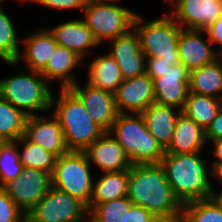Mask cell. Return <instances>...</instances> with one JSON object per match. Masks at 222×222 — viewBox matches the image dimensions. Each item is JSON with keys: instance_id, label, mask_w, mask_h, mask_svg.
<instances>
[{"instance_id": "1", "label": "cell", "mask_w": 222, "mask_h": 222, "mask_svg": "<svg viewBox=\"0 0 222 222\" xmlns=\"http://www.w3.org/2000/svg\"><path fill=\"white\" fill-rule=\"evenodd\" d=\"M127 197L158 219L181 216L182 204L169 185L160 164L133 165L129 169Z\"/></svg>"}, {"instance_id": "2", "label": "cell", "mask_w": 222, "mask_h": 222, "mask_svg": "<svg viewBox=\"0 0 222 222\" xmlns=\"http://www.w3.org/2000/svg\"><path fill=\"white\" fill-rule=\"evenodd\" d=\"M200 152L165 154L160 165L174 195L183 205L200 199L212 198L214 185L209 181L206 162Z\"/></svg>"}, {"instance_id": "3", "label": "cell", "mask_w": 222, "mask_h": 222, "mask_svg": "<svg viewBox=\"0 0 222 222\" xmlns=\"http://www.w3.org/2000/svg\"><path fill=\"white\" fill-rule=\"evenodd\" d=\"M57 99L55 101L52 94L51 108H55L53 115L62 128L69 151H84L105 133L91 119L84 104L69 88L61 89Z\"/></svg>"}, {"instance_id": "4", "label": "cell", "mask_w": 222, "mask_h": 222, "mask_svg": "<svg viewBox=\"0 0 222 222\" xmlns=\"http://www.w3.org/2000/svg\"><path fill=\"white\" fill-rule=\"evenodd\" d=\"M110 135L124 148L132 165L160 164L165 149L148 131L142 114L119 113Z\"/></svg>"}, {"instance_id": "5", "label": "cell", "mask_w": 222, "mask_h": 222, "mask_svg": "<svg viewBox=\"0 0 222 222\" xmlns=\"http://www.w3.org/2000/svg\"><path fill=\"white\" fill-rule=\"evenodd\" d=\"M30 73L21 72L0 80V96L26 116L38 115L33 110H50L52 100L49 82L40 72L30 70Z\"/></svg>"}, {"instance_id": "6", "label": "cell", "mask_w": 222, "mask_h": 222, "mask_svg": "<svg viewBox=\"0 0 222 222\" xmlns=\"http://www.w3.org/2000/svg\"><path fill=\"white\" fill-rule=\"evenodd\" d=\"M136 14L133 21V30L136 31L142 52L146 57H163L172 60L174 64L180 63L178 53V39L182 28L170 15L144 22Z\"/></svg>"}, {"instance_id": "7", "label": "cell", "mask_w": 222, "mask_h": 222, "mask_svg": "<svg viewBox=\"0 0 222 222\" xmlns=\"http://www.w3.org/2000/svg\"><path fill=\"white\" fill-rule=\"evenodd\" d=\"M90 164L83 151H69L60 155L51 174V186L70 194L88 206L94 183Z\"/></svg>"}, {"instance_id": "8", "label": "cell", "mask_w": 222, "mask_h": 222, "mask_svg": "<svg viewBox=\"0 0 222 222\" xmlns=\"http://www.w3.org/2000/svg\"><path fill=\"white\" fill-rule=\"evenodd\" d=\"M114 1L118 0L87 2L83 9V21L99 44L106 39L125 35L133 29L137 13L113 4Z\"/></svg>"}, {"instance_id": "9", "label": "cell", "mask_w": 222, "mask_h": 222, "mask_svg": "<svg viewBox=\"0 0 222 222\" xmlns=\"http://www.w3.org/2000/svg\"><path fill=\"white\" fill-rule=\"evenodd\" d=\"M87 215L89 211L83 202L52 186L26 214L33 222H89L85 220Z\"/></svg>"}, {"instance_id": "10", "label": "cell", "mask_w": 222, "mask_h": 222, "mask_svg": "<svg viewBox=\"0 0 222 222\" xmlns=\"http://www.w3.org/2000/svg\"><path fill=\"white\" fill-rule=\"evenodd\" d=\"M3 191L27 214L51 188V174L24 167L17 178L6 182Z\"/></svg>"}, {"instance_id": "11", "label": "cell", "mask_w": 222, "mask_h": 222, "mask_svg": "<svg viewBox=\"0 0 222 222\" xmlns=\"http://www.w3.org/2000/svg\"><path fill=\"white\" fill-rule=\"evenodd\" d=\"M170 15L182 29L204 31L222 16V0H171Z\"/></svg>"}, {"instance_id": "12", "label": "cell", "mask_w": 222, "mask_h": 222, "mask_svg": "<svg viewBox=\"0 0 222 222\" xmlns=\"http://www.w3.org/2000/svg\"><path fill=\"white\" fill-rule=\"evenodd\" d=\"M84 104L91 119L105 132H108L117 119V110L114 93L102 90L95 86L80 87L78 82L69 88Z\"/></svg>"}, {"instance_id": "13", "label": "cell", "mask_w": 222, "mask_h": 222, "mask_svg": "<svg viewBox=\"0 0 222 222\" xmlns=\"http://www.w3.org/2000/svg\"><path fill=\"white\" fill-rule=\"evenodd\" d=\"M114 99L119 113L141 114L155 103L153 80L146 73L124 79L114 92Z\"/></svg>"}, {"instance_id": "14", "label": "cell", "mask_w": 222, "mask_h": 222, "mask_svg": "<svg viewBox=\"0 0 222 222\" xmlns=\"http://www.w3.org/2000/svg\"><path fill=\"white\" fill-rule=\"evenodd\" d=\"M189 70L182 64H174L153 80L155 102L182 110L189 93Z\"/></svg>"}, {"instance_id": "15", "label": "cell", "mask_w": 222, "mask_h": 222, "mask_svg": "<svg viewBox=\"0 0 222 222\" xmlns=\"http://www.w3.org/2000/svg\"><path fill=\"white\" fill-rule=\"evenodd\" d=\"M44 117L40 115L28 116L24 136L58 158L69 152L62 128L53 114L50 116L51 118Z\"/></svg>"}, {"instance_id": "16", "label": "cell", "mask_w": 222, "mask_h": 222, "mask_svg": "<svg viewBox=\"0 0 222 222\" xmlns=\"http://www.w3.org/2000/svg\"><path fill=\"white\" fill-rule=\"evenodd\" d=\"M134 31V32H133ZM108 53L118 64L123 79H130L146 73V56L141 50L135 30L112 40Z\"/></svg>"}, {"instance_id": "17", "label": "cell", "mask_w": 222, "mask_h": 222, "mask_svg": "<svg viewBox=\"0 0 222 222\" xmlns=\"http://www.w3.org/2000/svg\"><path fill=\"white\" fill-rule=\"evenodd\" d=\"M89 162L105 172H117L130 169V162L124 148L105 132L83 151Z\"/></svg>"}, {"instance_id": "18", "label": "cell", "mask_w": 222, "mask_h": 222, "mask_svg": "<svg viewBox=\"0 0 222 222\" xmlns=\"http://www.w3.org/2000/svg\"><path fill=\"white\" fill-rule=\"evenodd\" d=\"M204 31L193 29H182L178 39V53L180 63L189 71L200 68L214 62L218 58V53L210 48L212 44L209 38L206 43L202 37ZM210 44V45H209Z\"/></svg>"}, {"instance_id": "19", "label": "cell", "mask_w": 222, "mask_h": 222, "mask_svg": "<svg viewBox=\"0 0 222 222\" xmlns=\"http://www.w3.org/2000/svg\"><path fill=\"white\" fill-rule=\"evenodd\" d=\"M59 46L76 52L84 59L91 47L100 45L83 20H72L49 30Z\"/></svg>"}, {"instance_id": "20", "label": "cell", "mask_w": 222, "mask_h": 222, "mask_svg": "<svg viewBox=\"0 0 222 222\" xmlns=\"http://www.w3.org/2000/svg\"><path fill=\"white\" fill-rule=\"evenodd\" d=\"M205 142V130L181 112L175 123L173 137L165 148V154L200 152Z\"/></svg>"}, {"instance_id": "21", "label": "cell", "mask_w": 222, "mask_h": 222, "mask_svg": "<svg viewBox=\"0 0 222 222\" xmlns=\"http://www.w3.org/2000/svg\"><path fill=\"white\" fill-rule=\"evenodd\" d=\"M23 50L18 55L15 62H6L7 64L16 66L20 60L25 61L29 71L41 72L52 55L54 49L58 45L49 30L38 31L23 39ZM23 56V57H22Z\"/></svg>"}, {"instance_id": "22", "label": "cell", "mask_w": 222, "mask_h": 222, "mask_svg": "<svg viewBox=\"0 0 222 222\" xmlns=\"http://www.w3.org/2000/svg\"><path fill=\"white\" fill-rule=\"evenodd\" d=\"M181 112L182 110L178 108L160 105L155 102L141 113L148 131L164 149L173 137L175 123Z\"/></svg>"}, {"instance_id": "23", "label": "cell", "mask_w": 222, "mask_h": 222, "mask_svg": "<svg viewBox=\"0 0 222 222\" xmlns=\"http://www.w3.org/2000/svg\"><path fill=\"white\" fill-rule=\"evenodd\" d=\"M82 60L83 58L76 52L57 45L40 74L47 82H49L48 80L53 81V79L60 80V88L67 89L77 82L72 71L74 67L80 65Z\"/></svg>"}, {"instance_id": "24", "label": "cell", "mask_w": 222, "mask_h": 222, "mask_svg": "<svg viewBox=\"0 0 222 222\" xmlns=\"http://www.w3.org/2000/svg\"><path fill=\"white\" fill-rule=\"evenodd\" d=\"M189 92L222 99V61L189 71ZM220 94V95H219Z\"/></svg>"}, {"instance_id": "25", "label": "cell", "mask_w": 222, "mask_h": 222, "mask_svg": "<svg viewBox=\"0 0 222 222\" xmlns=\"http://www.w3.org/2000/svg\"><path fill=\"white\" fill-rule=\"evenodd\" d=\"M129 169L117 172H105L96 183H93L90 212L97 204L127 196Z\"/></svg>"}, {"instance_id": "26", "label": "cell", "mask_w": 222, "mask_h": 222, "mask_svg": "<svg viewBox=\"0 0 222 222\" xmlns=\"http://www.w3.org/2000/svg\"><path fill=\"white\" fill-rule=\"evenodd\" d=\"M123 80L118 64L109 54L98 56L90 64L89 85L114 93Z\"/></svg>"}, {"instance_id": "27", "label": "cell", "mask_w": 222, "mask_h": 222, "mask_svg": "<svg viewBox=\"0 0 222 222\" xmlns=\"http://www.w3.org/2000/svg\"><path fill=\"white\" fill-rule=\"evenodd\" d=\"M221 108L222 99L189 92L182 112L206 130Z\"/></svg>"}, {"instance_id": "28", "label": "cell", "mask_w": 222, "mask_h": 222, "mask_svg": "<svg viewBox=\"0 0 222 222\" xmlns=\"http://www.w3.org/2000/svg\"><path fill=\"white\" fill-rule=\"evenodd\" d=\"M27 117L0 96V139L16 141L24 135Z\"/></svg>"}, {"instance_id": "29", "label": "cell", "mask_w": 222, "mask_h": 222, "mask_svg": "<svg viewBox=\"0 0 222 222\" xmlns=\"http://www.w3.org/2000/svg\"><path fill=\"white\" fill-rule=\"evenodd\" d=\"M21 144L23 151L19 152V159L23 167H30L52 174L57 157L44 150L41 145L29 141L24 135L15 141Z\"/></svg>"}, {"instance_id": "30", "label": "cell", "mask_w": 222, "mask_h": 222, "mask_svg": "<svg viewBox=\"0 0 222 222\" xmlns=\"http://www.w3.org/2000/svg\"><path fill=\"white\" fill-rule=\"evenodd\" d=\"M181 215L186 222H222V209L213 198L183 204Z\"/></svg>"}, {"instance_id": "31", "label": "cell", "mask_w": 222, "mask_h": 222, "mask_svg": "<svg viewBox=\"0 0 222 222\" xmlns=\"http://www.w3.org/2000/svg\"><path fill=\"white\" fill-rule=\"evenodd\" d=\"M132 204L127 196L99 203L89 212V222H126Z\"/></svg>"}, {"instance_id": "32", "label": "cell", "mask_w": 222, "mask_h": 222, "mask_svg": "<svg viewBox=\"0 0 222 222\" xmlns=\"http://www.w3.org/2000/svg\"><path fill=\"white\" fill-rule=\"evenodd\" d=\"M19 159V150L15 141H3L0 144V188L19 176L23 170Z\"/></svg>"}, {"instance_id": "33", "label": "cell", "mask_w": 222, "mask_h": 222, "mask_svg": "<svg viewBox=\"0 0 222 222\" xmlns=\"http://www.w3.org/2000/svg\"><path fill=\"white\" fill-rule=\"evenodd\" d=\"M17 32L10 17L0 8V58L5 62H15L19 49Z\"/></svg>"}, {"instance_id": "34", "label": "cell", "mask_w": 222, "mask_h": 222, "mask_svg": "<svg viewBox=\"0 0 222 222\" xmlns=\"http://www.w3.org/2000/svg\"><path fill=\"white\" fill-rule=\"evenodd\" d=\"M26 214L0 188V222H21Z\"/></svg>"}, {"instance_id": "35", "label": "cell", "mask_w": 222, "mask_h": 222, "mask_svg": "<svg viewBox=\"0 0 222 222\" xmlns=\"http://www.w3.org/2000/svg\"><path fill=\"white\" fill-rule=\"evenodd\" d=\"M173 65L172 60H165L163 57H146V74L154 80Z\"/></svg>"}, {"instance_id": "36", "label": "cell", "mask_w": 222, "mask_h": 222, "mask_svg": "<svg viewBox=\"0 0 222 222\" xmlns=\"http://www.w3.org/2000/svg\"><path fill=\"white\" fill-rule=\"evenodd\" d=\"M158 218L147 209L132 204L130 210H126V222H157Z\"/></svg>"}, {"instance_id": "37", "label": "cell", "mask_w": 222, "mask_h": 222, "mask_svg": "<svg viewBox=\"0 0 222 222\" xmlns=\"http://www.w3.org/2000/svg\"><path fill=\"white\" fill-rule=\"evenodd\" d=\"M18 1H34L46 7L56 9H74L79 8L83 11L86 2L84 0H18Z\"/></svg>"}, {"instance_id": "38", "label": "cell", "mask_w": 222, "mask_h": 222, "mask_svg": "<svg viewBox=\"0 0 222 222\" xmlns=\"http://www.w3.org/2000/svg\"><path fill=\"white\" fill-rule=\"evenodd\" d=\"M206 141L209 142L215 139L222 138V108L218 112L217 116L213 119L211 124L205 130Z\"/></svg>"}, {"instance_id": "39", "label": "cell", "mask_w": 222, "mask_h": 222, "mask_svg": "<svg viewBox=\"0 0 222 222\" xmlns=\"http://www.w3.org/2000/svg\"><path fill=\"white\" fill-rule=\"evenodd\" d=\"M208 34L209 41L213 44L217 42L222 45V16H220L214 23L204 30ZM222 51H217L218 54Z\"/></svg>"}, {"instance_id": "40", "label": "cell", "mask_w": 222, "mask_h": 222, "mask_svg": "<svg viewBox=\"0 0 222 222\" xmlns=\"http://www.w3.org/2000/svg\"><path fill=\"white\" fill-rule=\"evenodd\" d=\"M214 142V150L212 151L213 157H215L216 160H212V164H219L222 163V138L221 139H215L212 140Z\"/></svg>"}, {"instance_id": "41", "label": "cell", "mask_w": 222, "mask_h": 222, "mask_svg": "<svg viewBox=\"0 0 222 222\" xmlns=\"http://www.w3.org/2000/svg\"><path fill=\"white\" fill-rule=\"evenodd\" d=\"M211 168L212 176H215V178L222 184V163L211 164Z\"/></svg>"}, {"instance_id": "42", "label": "cell", "mask_w": 222, "mask_h": 222, "mask_svg": "<svg viewBox=\"0 0 222 222\" xmlns=\"http://www.w3.org/2000/svg\"><path fill=\"white\" fill-rule=\"evenodd\" d=\"M212 198L216 201V203L221 207L222 209V189L221 191L217 194L216 191L213 192Z\"/></svg>"}, {"instance_id": "43", "label": "cell", "mask_w": 222, "mask_h": 222, "mask_svg": "<svg viewBox=\"0 0 222 222\" xmlns=\"http://www.w3.org/2000/svg\"><path fill=\"white\" fill-rule=\"evenodd\" d=\"M157 222H186V220L181 215L172 219H158Z\"/></svg>"}, {"instance_id": "44", "label": "cell", "mask_w": 222, "mask_h": 222, "mask_svg": "<svg viewBox=\"0 0 222 222\" xmlns=\"http://www.w3.org/2000/svg\"><path fill=\"white\" fill-rule=\"evenodd\" d=\"M21 222H33L30 218H28L27 216H25Z\"/></svg>"}, {"instance_id": "45", "label": "cell", "mask_w": 222, "mask_h": 222, "mask_svg": "<svg viewBox=\"0 0 222 222\" xmlns=\"http://www.w3.org/2000/svg\"><path fill=\"white\" fill-rule=\"evenodd\" d=\"M86 3L87 2H93V1H104V0H84Z\"/></svg>"}, {"instance_id": "46", "label": "cell", "mask_w": 222, "mask_h": 222, "mask_svg": "<svg viewBox=\"0 0 222 222\" xmlns=\"http://www.w3.org/2000/svg\"><path fill=\"white\" fill-rule=\"evenodd\" d=\"M218 58L222 61V51L219 53Z\"/></svg>"}]
</instances>
